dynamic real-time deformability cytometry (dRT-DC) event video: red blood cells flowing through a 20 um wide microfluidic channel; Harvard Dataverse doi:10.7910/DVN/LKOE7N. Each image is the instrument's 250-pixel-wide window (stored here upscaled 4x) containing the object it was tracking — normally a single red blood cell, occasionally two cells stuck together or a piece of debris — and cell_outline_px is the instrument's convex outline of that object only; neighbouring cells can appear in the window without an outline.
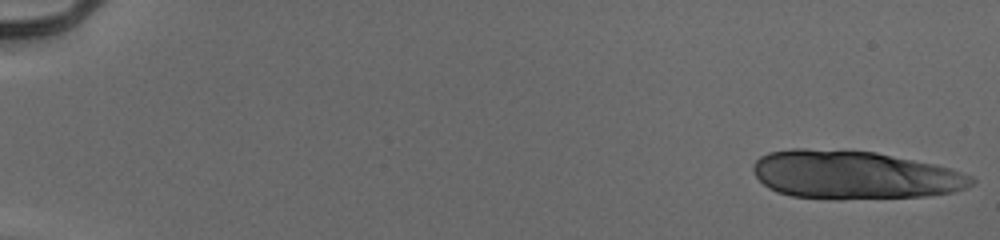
{"species": "human", "species_latin": "Homo sapiens", "temperature_condition": "cold", "stored_images_in_passage": 19, "camera_frame_rate_fps": 3000, "um_per_image_px": 0.085, "donor": {"sex": "male"}, "frame": {"image": 1, "passage_image": 1, "time_ms": 0.0, "image_size_px": [1000, 240], "cell_outline_px": [[976, 180], [972, 184], [964, 188], [952, 192], [928, 196], [840, 200], [836, 200], [792, 196], [776, 192], [768, 188], [756, 176], [752, 168], [752, 164], [760, 156], [768, 152], [792, 148], [804, 148], [876, 152], [936, 164], [972, 176]], "centroid_in_image_um": [72.58, 14.87], "position_along_channel_um": 12.4, "area_um2": 62.02}}